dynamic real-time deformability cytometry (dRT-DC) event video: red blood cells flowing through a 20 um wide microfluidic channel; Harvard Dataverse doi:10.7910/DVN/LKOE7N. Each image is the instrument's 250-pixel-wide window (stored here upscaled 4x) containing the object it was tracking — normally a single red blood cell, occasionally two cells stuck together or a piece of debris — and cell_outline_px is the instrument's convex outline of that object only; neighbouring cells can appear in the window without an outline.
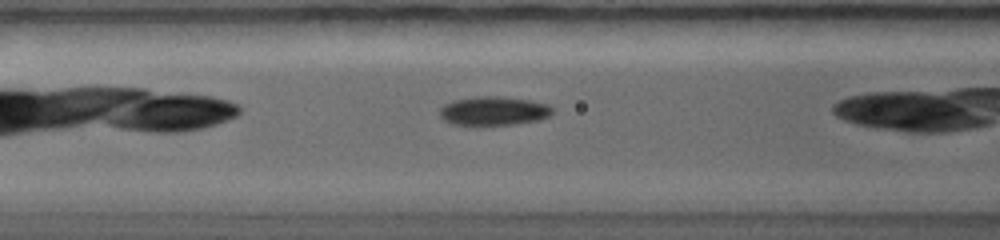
{"species": "common noctule bat (a hibernating species)", "species_latin": "Nyctalus noctula", "temperature_condition": "warm", "stored_images_in_passage": 15, "camera_frame_rate_fps": 5000, "um_per_image_px": 0.085, "animal": {"sex": "female", "body_mass_g": 19.0, "forearm_length_mm": 56.7}, "frame": {"image": 1, "passage_image": 7, "time_ms": 1.6, "image_size_px": [1000, 240], "cell_outline_px": [[556, 112], [540, 120], [516, 124], [476, 128], [472, 128], [452, 124], [444, 120], [440, 116], [440, 108], [444, 104], [456, 100], [476, 96], [492, 96], [528, 100], [548, 104]], "centroid_in_image_um": [41.93, 9.49], "position_along_channel_um": 124.7, "area_um2": 19.71}}
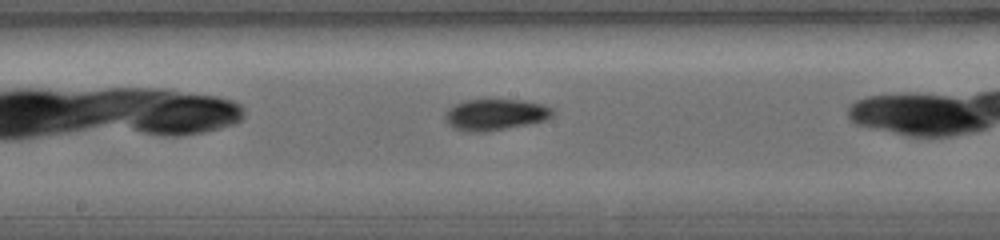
{"frame": {"image": 2, "passage_image": 13, "time_ms": 3.2, "image_size_px": [1000, 240], "cell_outline_px": [[556, 112], [552, 116], [544, 120], [528, 124], [484, 132], [464, 132], [452, 128], [444, 120], [444, 116], [448, 108], [464, 100], [520, 100], [544, 104], [552, 108]], "centroid_in_image_um": [42.07, 9.75], "position_along_channel_um": 206.1, "area_um2": 19.71}}
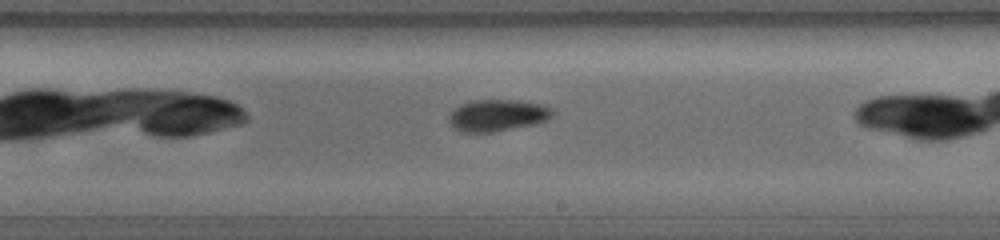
{"frame": {"image": 3, "passage_image": 15, "time_ms": 4.0, "image_size_px": [1000, 240], "cell_outline_px": [[556, 112], [548, 120], [540, 124], [496, 132], [460, 132], [452, 128], [448, 120], [448, 116], [456, 108], [464, 104], [476, 100], [508, 100], [540, 104], [552, 108]], "centroid_in_image_um": [42.33, 9.84], "position_along_channel_um": 246.7, "area_um2": 19.36}}